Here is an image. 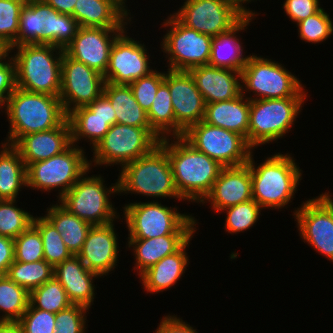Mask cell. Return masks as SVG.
I'll use <instances>...</instances> for the list:
<instances>
[{
  "label": "cell",
  "mask_w": 333,
  "mask_h": 333,
  "mask_svg": "<svg viewBox=\"0 0 333 333\" xmlns=\"http://www.w3.org/2000/svg\"><path fill=\"white\" fill-rule=\"evenodd\" d=\"M250 154L249 165L252 179V198L261 208L282 211L289 208L300 190L303 170L292 153L274 152L264 156L262 162L254 160L255 153ZM298 189V190H297ZM282 209V210H281Z\"/></svg>",
  "instance_id": "1"
},
{
  "label": "cell",
  "mask_w": 333,
  "mask_h": 333,
  "mask_svg": "<svg viewBox=\"0 0 333 333\" xmlns=\"http://www.w3.org/2000/svg\"><path fill=\"white\" fill-rule=\"evenodd\" d=\"M159 145L167 152L176 189L185 204L199 205L211 191L223 166L196 150L183 137H169Z\"/></svg>",
  "instance_id": "2"
},
{
  "label": "cell",
  "mask_w": 333,
  "mask_h": 333,
  "mask_svg": "<svg viewBox=\"0 0 333 333\" xmlns=\"http://www.w3.org/2000/svg\"><path fill=\"white\" fill-rule=\"evenodd\" d=\"M5 117L9 126L4 141L10 145L21 136L54 129L68 119L59 96L18 87L6 100Z\"/></svg>",
  "instance_id": "3"
},
{
  "label": "cell",
  "mask_w": 333,
  "mask_h": 333,
  "mask_svg": "<svg viewBox=\"0 0 333 333\" xmlns=\"http://www.w3.org/2000/svg\"><path fill=\"white\" fill-rule=\"evenodd\" d=\"M125 203L120 209L121 222L128 231L126 239H148L164 235H194L199 230V218L194 214L180 213L179 206H168L159 201ZM177 206V207H176ZM124 218V219H123ZM124 220V221H122ZM198 228V229H197Z\"/></svg>",
  "instance_id": "4"
},
{
  "label": "cell",
  "mask_w": 333,
  "mask_h": 333,
  "mask_svg": "<svg viewBox=\"0 0 333 333\" xmlns=\"http://www.w3.org/2000/svg\"><path fill=\"white\" fill-rule=\"evenodd\" d=\"M118 171V196L134 194L152 198V201L166 198L167 202L175 199L184 203L174 183L168 154L160 145Z\"/></svg>",
  "instance_id": "5"
},
{
  "label": "cell",
  "mask_w": 333,
  "mask_h": 333,
  "mask_svg": "<svg viewBox=\"0 0 333 333\" xmlns=\"http://www.w3.org/2000/svg\"><path fill=\"white\" fill-rule=\"evenodd\" d=\"M305 86L295 97L250 100L248 144L253 149L280 143L296 126L310 97ZM292 128V129H291Z\"/></svg>",
  "instance_id": "6"
},
{
  "label": "cell",
  "mask_w": 333,
  "mask_h": 333,
  "mask_svg": "<svg viewBox=\"0 0 333 333\" xmlns=\"http://www.w3.org/2000/svg\"><path fill=\"white\" fill-rule=\"evenodd\" d=\"M15 62L16 87L35 93L59 96L64 50L33 44L9 49Z\"/></svg>",
  "instance_id": "7"
},
{
  "label": "cell",
  "mask_w": 333,
  "mask_h": 333,
  "mask_svg": "<svg viewBox=\"0 0 333 333\" xmlns=\"http://www.w3.org/2000/svg\"><path fill=\"white\" fill-rule=\"evenodd\" d=\"M92 170L89 168L57 202L92 226L106 225L121 217L112 200L119 195L118 179L108 187L106 178L100 173L91 175Z\"/></svg>",
  "instance_id": "8"
},
{
  "label": "cell",
  "mask_w": 333,
  "mask_h": 333,
  "mask_svg": "<svg viewBox=\"0 0 333 333\" xmlns=\"http://www.w3.org/2000/svg\"><path fill=\"white\" fill-rule=\"evenodd\" d=\"M79 27L72 15L59 13L44 0H27L19 18L17 46L44 44L64 50Z\"/></svg>",
  "instance_id": "9"
},
{
  "label": "cell",
  "mask_w": 333,
  "mask_h": 333,
  "mask_svg": "<svg viewBox=\"0 0 333 333\" xmlns=\"http://www.w3.org/2000/svg\"><path fill=\"white\" fill-rule=\"evenodd\" d=\"M162 139L151 127H134L115 123L91 150L90 168L124 165L151 153ZM112 166V167H111ZM120 167V168H119Z\"/></svg>",
  "instance_id": "10"
},
{
  "label": "cell",
  "mask_w": 333,
  "mask_h": 333,
  "mask_svg": "<svg viewBox=\"0 0 333 333\" xmlns=\"http://www.w3.org/2000/svg\"><path fill=\"white\" fill-rule=\"evenodd\" d=\"M251 53L241 71L242 94L249 100L295 97L305 86L284 64Z\"/></svg>",
  "instance_id": "11"
},
{
  "label": "cell",
  "mask_w": 333,
  "mask_h": 333,
  "mask_svg": "<svg viewBox=\"0 0 333 333\" xmlns=\"http://www.w3.org/2000/svg\"><path fill=\"white\" fill-rule=\"evenodd\" d=\"M87 149L71 144L62 153L26 168L27 189L41 193L57 192L60 199L90 168Z\"/></svg>",
  "instance_id": "12"
},
{
  "label": "cell",
  "mask_w": 333,
  "mask_h": 333,
  "mask_svg": "<svg viewBox=\"0 0 333 333\" xmlns=\"http://www.w3.org/2000/svg\"><path fill=\"white\" fill-rule=\"evenodd\" d=\"M159 25L165 32L162 39L159 37L158 47L160 54L163 52L164 61L167 60L163 67L172 71H189L209 65L213 37L186 27L172 13Z\"/></svg>",
  "instance_id": "13"
},
{
  "label": "cell",
  "mask_w": 333,
  "mask_h": 333,
  "mask_svg": "<svg viewBox=\"0 0 333 333\" xmlns=\"http://www.w3.org/2000/svg\"><path fill=\"white\" fill-rule=\"evenodd\" d=\"M310 198L294 207L291 216L300 239L333 263V194L328 189Z\"/></svg>",
  "instance_id": "14"
},
{
  "label": "cell",
  "mask_w": 333,
  "mask_h": 333,
  "mask_svg": "<svg viewBox=\"0 0 333 333\" xmlns=\"http://www.w3.org/2000/svg\"><path fill=\"white\" fill-rule=\"evenodd\" d=\"M182 137L223 167L247 164L254 150L242 135L204 121L191 125Z\"/></svg>",
  "instance_id": "15"
},
{
  "label": "cell",
  "mask_w": 333,
  "mask_h": 333,
  "mask_svg": "<svg viewBox=\"0 0 333 333\" xmlns=\"http://www.w3.org/2000/svg\"><path fill=\"white\" fill-rule=\"evenodd\" d=\"M133 26H128L115 39L110 51L109 65L104 74L105 82L128 85L149 75L157 68L156 60L152 63L153 60L150 59L151 56L154 57V54L151 55L149 52L151 49L141 41V38L138 40L136 34V38L131 36L133 33L131 34L129 29Z\"/></svg>",
  "instance_id": "16"
},
{
  "label": "cell",
  "mask_w": 333,
  "mask_h": 333,
  "mask_svg": "<svg viewBox=\"0 0 333 333\" xmlns=\"http://www.w3.org/2000/svg\"><path fill=\"white\" fill-rule=\"evenodd\" d=\"M172 14L186 27L216 37L236 26L244 16L231 0H183Z\"/></svg>",
  "instance_id": "17"
},
{
  "label": "cell",
  "mask_w": 333,
  "mask_h": 333,
  "mask_svg": "<svg viewBox=\"0 0 333 333\" xmlns=\"http://www.w3.org/2000/svg\"><path fill=\"white\" fill-rule=\"evenodd\" d=\"M104 75L65 52L61 61L59 98L68 115L76 108L87 106L103 94Z\"/></svg>",
  "instance_id": "18"
},
{
  "label": "cell",
  "mask_w": 333,
  "mask_h": 333,
  "mask_svg": "<svg viewBox=\"0 0 333 333\" xmlns=\"http://www.w3.org/2000/svg\"><path fill=\"white\" fill-rule=\"evenodd\" d=\"M175 115V137H182L193 124L203 121L205 102L188 71H164Z\"/></svg>",
  "instance_id": "19"
},
{
  "label": "cell",
  "mask_w": 333,
  "mask_h": 333,
  "mask_svg": "<svg viewBox=\"0 0 333 333\" xmlns=\"http://www.w3.org/2000/svg\"><path fill=\"white\" fill-rule=\"evenodd\" d=\"M120 220L121 217L106 225L92 226L87 233L81 251L77 254L88 270L94 271L102 278L114 274L112 271L119 266L120 237L115 223L120 222Z\"/></svg>",
  "instance_id": "20"
},
{
  "label": "cell",
  "mask_w": 333,
  "mask_h": 333,
  "mask_svg": "<svg viewBox=\"0 0 333 333\" xmlns=\"http://www.w3.org/2000/svg\"><path fill=\"white\" fill-rule=\"evenodd\" d=\"M125 29L79 27L64 52L104 75L109 65L111 47Z\"/></svg>",
  "instance_id": "21"
},
{
  "label": "cell",
  "mask_w": 333,
  "mask_h": 333,
  "mask_svg": "<svg viewBox=\"0 0 333 333\" xmlns=\"http://www.w3.org/2000/svg\"><path fill=\"white\" fill-rule=\"evenodd\" d=\"M252 179L248 164L223 167L211 191L200 203L219 213L228 207L252 200ZM209 203V204H208Z\"/></svg>",
  "instance_id": "22"
},
{
  "label": "cell",
  "mask_w": 333,
  "mask_h": 333,
  "mask_svg": "<svg viewBox=\"0 0 333 333\" xmlns=\"http://www.w3.org/2000/svg\"><path fill=\"white\" fill-rule=\"evenodd\" d=\"M126 0H77L73 18L80 27L128 28L134 22Z\"/></svg>",
  "instance_id": "23"
},
{
  "label": "cell",
  "mask_w": 333,
  "mask_h": 333,
  "mask_svg": "<svg viewBox=\"0 0 333 333\" xmlns=\"http://www.w3.org/2000/svg\"><path fill=\"white\" fill-rule=\"evenodd\" d=\"M53 272L73 305L91 309L97 294L94 280L102 278L99 274L88 270L77 255L56 265Z\"/></svg>",
  "instance_id": "24"
},
{
  "label": "cell",
  "mask_w": 333,
  "mask_h": 333,
  "mask_svg": "<svg viewBox=\"0 0 333 333\" xmlns=\"http://www.w3.org/2000/svg\"><path fill=\"white\" fill-rule=\"evenodd\" d=\"M71 142L68 119L54 129L21 136L13 146L18 150L26 168L34 162L44 161L66 150Z\"/></svg>",
  "instance_id": "25"
},
{
  "label": "cell",
  "mask_w": 333,
  "mask_h": 333,
  "mask_svg": "<svg viewBox=\"0 0 333 333\" xmlns=\"http://www.w3.org/2000/svg\"><path fill=\"white\" fill-rule=\"evenodd\" d=\"M188 72L205 104L234 99L242 93L241 71L203 65Z\"/></svg>",
  "instance_id": "26"
},
{
  "label": "cell",
  "mask_w": 333,
  "mask_h": 333,
  "mask_svg": "<svg viewBox=\"0 0 333 333\" xmlns=\"http://www.w3.org/2000/svg\"><path fill=\"white\" fill-rule=\"evenodd\" d=\"M194 236L195 234L177 252L165 256L139 277V283L147 295L169 291L184 277L190 264L187 250L189 251Z\"/></svg>",
  "instance_id": "27"
},
{
  "label": "cell",
  "mask_w": 333,
  "mask_h": 333,
  "mask_svg": "<svg viewBox=\"0 0 333 333\" xmlns=\"http://www.w3.org/2000/svg\"><path fill=\"white\" fill-rule=\"evenodd\" d=\"M256 20L251 17H244L236 26L227 32L213 37L211 44V55L209 65L242 71L247 62L248 55L244 51L246 45H243L241 33L247 30L251 23ZM243 42V43H242Z\"/></svg>",
  "instance_id": "28"
},
{
  "label": "cell",
  "mask_w": 333,
  "mask_h": 333,
  "mask_svg": "<svg viewBox=\"0 0 333 333\" xmlns=\"http://www.w3.org/2000/svg\"><path fill=\"white\" fill-rule=\"evenodd\" d=\"M193 235H164L148 239H126V249L134 256V274L139 278L165 256L177 252ZM128 247V248H127ZM137 272V273H135Z\"/></svg>",
  "instance_id": "29"
},
{
  "label": "cell",
  "mask_w": 333,
  "mask_h": 333,
  "mask_svg": "<svg viewBox=\"0 0 333 333\" xmlns=\"http://www.w3.org/2000/svg\"><path fill=\"white\" fill-rule=\"evenodd\" d=\"M250 100L242 93L234 99L205 105L203 121L242 135L248 142Z\"/></svg>",
  "instance_id": "30"
},
{
  "label": "cell",
  "mask_w": 333,
  "mask_h": 333,
  "mask_svg": "<svg viewBox=\"0 0 333 333\" xmlns=\"http://www.w3.org/2000/svg\"><path fill=\"white\" fill-rule=\"evenodd\" d=\"M2 141L0 143V198L19 200L21 191L27 189L26 165L18 150L13 145Z\"/></svg>",
  "instance_id": "31"
},
{
  "label": "cell",
  "mask_w": 333,
  "mask_h": 333,
  "mask_svg": "<svg viewBox=\"0 0 333 333\" xmlns=\"http://www.w3.org/2000/svg\"><path fill=\"white\" fill-rule=\"evenodd\" d=\"M46 207L45 213H41L61 234L62 239L73 255H77L84 244L87 233L92 225L76 215L69 213L57 201H53Z\"/></svg>",
  "instance_id": "32"
},
{
  "label": "cell",
  "mask_w": 333,
  "mask_h": 333,
  "mask_svg": "<svg viewBox=\"0 0 333 333\" xmlns=\"http://www.w3.org/2000/svg\"><path fill=\"white\" fill-rule=\"evenodd\" d=\"M103 95L114 108L116 123L134 127H151L147 112L136 101L129 85L105 82Z\"/></svg>",
  "instance_id": "33"
},
{
  "label": "cell",
  "mask_w": 333,
  "mask_h": 333,
  "mask_svg": "<svg viewBox=\"0 0 333 333\" xmlns=\"http://www.w3.org/2000/svg\"><path fill=\"white\" fill-rule=\"evenodd\" d=\"M71 126V142L78 147L80 142H89L92 150L109 131L111 125L106 119L95 115L87 106L74 109L68 114ZM82 139V140H81Z\"/></svg>",
  "instance_id": "34"
},
{
  "label": "cell",
  "mask_w": 333,
  "mask_h": 333,
  "mask_svg": "<svg viewBox=\"0 0 333 333\" xmlns=\"http://www.w3.org/2000/svg\"><path fill=\"white\" fill-rule=\"evenodd\" d=\"M151 129L161 138L175 137V115L167 82L158 88L154 101L147 112Z\"/></svg>",
  "instance_id": "35"
},
{
  "label": "cell",
  "mask_w": 333,
  "mask_h": 333,
  "mask_svg": "<svg viewBox=\"0 0 333 333\" xmlns=\"http://www.w3.org/2000/svg\"><path fill=\"white\" fill-rule=\"evenodd\" d=\"M30 293L7 275L0 276V318L18 322L29 305Z\"/></svg>",
  "instance_id": "36"
},
{
  "label": "cell",
  "mask_w": 333,
  "mask_h": 333,
  "mask_svg": "<svg viewBox=\"0 0 333 333\" xmlns=\"http://www.w3.org/2000/svg\"><path fill=\"white\" fill-rule=\"evenodd\" d=\"M54 268L45 260L36 262L13 261L9 266L7 276L29 293L53 277Z\"/></svg>",
  "instance_id": "37"
},
{
  "label": "cell",
  "mask_w": 333,
  "mask_h": 333,
  "mask_svg": "<svg viewBox=\"0 0 333 333\" xmlns=\"http://www.w3.org/2000/svg\"><path fill=\"white\" fill-rule=\"evenodd\" d=\"M32 224L41 234L44 260L53 268L73 256L66 247L61 234L43 215H34Z\"/></svg>",
  "instance_id": "38"
},
{
  "label": "cell",
  "mask_w": 333,
  "mask_h": 333,
  "mask_svg": "<svg viewBox=\"0 0 333 333\" xmlns=\"http://www.w3.org/2000/svg\"><path fill=\"white\" fill-rule=\"evenodd\" d=\"M29 303L36 309L54 314L73 305L65 289L54 276L30 292Z\"/></svg>",
  "instance_id": "39"
},
{
  "label": "cell",
  "mask_w": 333,
  "mask_h": 333,
  "mask_svg": "<svg viewBox=\"0 0 333 333\" xmlns=\"http://www.w3.org/2000/svg\"><path fill=\"white\" fill-rule=\"evenodd\" d=\"M262 211L261 206L252 199L221 210L219 215L226 213L223 229L226 233L234 235L256 226Z\"/></svg>",
  "instance_id": "40"
},
{
  "label": "cell",
  "mask_w": 333,
  "mask_h": 333,
  "mask_svg": "<svg viewBox=\"0 0 333 333\" xmlns=\"http://www.w3.org/2000/svg\"><path fill=\"white\" fill-rule=\"evenodd\" d=\"M17 200L0 201V235L15 239L24 232L33 221V214L20 208Z\"/></svg>",
  "instance_id": "41"
},
{
  "label": "cell",
  "mask_w": 333,
  "mask_h": 333,
  "mask_svg": "<svg viewBox=\"0 0 333 333\" xmlns=\"http://www.w3.org/2000/svg\"><path fill=\"white\" fill-rule=\"evenodd\" d=\"M295 26L298 29L299 40L308 44L319 45L333 36V20L323 7Z\"/></svg>",
  "instance_id": "42"
},
{
  "label": "cell",
  "mask_w": 333,
  "mask_h": 333,
  "mask_svg": "<svg viewBox=\"0 0 333 333\" xmlns=\"http://www.w3.org/2000/svg\"><path fill=\"white\" fill-rule=\"evenodd\" d=\"M27 0H0V45L9 50L17 46L19 18Z\"/></svg>",
  "instance_id": "43"
},
{
  "label": "cell",
  "mask_w": 333,
  "mask_h": 333,
  "mask_svg": "<svg viewBox=\"0 0 333 333\" xmlns=\"http://www.w3.org/2000/svg\"><path fill=\"white\" fill-rule=\"evenodd\" d=\"M14 260L26 263L44 260L43 240L33 224L14 239Z\"/></svg>",
  "instance_id": "44"
},
{
  "label": "cell",
  "mask_w": 333,
  "mask_h": 333,
  "mask_svg": "<svg viewBox=\"0 0 333 333\" xmlns=\"http://www.w3.org/2000/svg\"><path fill=\"white\" fill-rule=\"evenodd\" d=\"M164 70L167 69L160 71V69L155 68L149 75L128 84L136 101L146 112L149 111L154 101L159 85L164 81Z\"/></svg>",
  "instance_id": "45"
},
{
  "label": "cell",
  "mask_w": 333,
  "mask_h": 333,
  "mask_svg": "<svg viewBox=\"0 0 333 333\" xmlns=\"http://www.w3.org/2000/svg\"><path fill=\"white\" fill-rule=\"evenodd\" d=\"M89 311L90 309L81 305H71L69 308L59 311L55 314L54 333H87Z\"/></svg>",
  "instance_id": "46"
},
{
  "label": "cell",
  "mask_w": 333,
  "mask_h": 333,
  "mask_svg": "<svg viewBox=\"0 0 333 333\" xmlns=\"http://www.w3.org/2000/svg\"><path fill=\"white\" fill-rule=\"evenodd\" d=\"M18 323L22 333H54L56 329L55 314L36 309L30 303Z\"/></svg>",
  "instance_id": "47"
},
{
  "label": "cell",
  "mask_w": 333,
  "mask_h": 333,
  "mask_svg": "<svg viewBox=\"0 0 333 333\" xmlns=\"http://www.w3.org/2000/svg\"><path fill=\"white\" fill-rule=\"evenodd\" d=\"M320 0H284L282 10L291 23L298 22L317 13L322 7Z\"/></svg>",
  "instance_id": "48"
},
{
  "label": "cell",
  "mask_w": 333,
  "mask_h": 333,
  "mask_svg": "<svg viewBox=\"0 0 333 333\" xmlns=\"http://www.w3.org/2000/svg\"><path fill=\"white\" fill-rule=\"evenodd\" d=\"M16 88L15 62L11 52L5 50L0 55V92L8 98Z\"/></svg>",
  "instance_id": "49"
},
{
  "label": "cell",
  "mask_w": 333,
  "mask_h": 333,
  "mask_svg": "<svg viewBox=\"0 0 333 333\" xmlns=\"http://www.w3.org/2000/svg\"><path fill=\"white\" fill-rule=\"evenodd\" d=\"M153 333H198L195 326L190 325L187 321L183 320L173 313L164 314Z\"/></svg>",
  "instance_id": "50"
},
{
  "label": "cell",
  "mask_w": 333,
  "mask_h": 333,
  "mask_svg": "<svg viewBox=\"0 0 333 333\" xmlns=\"http://www.w3.org/2000/svg\"><path fill=\"white\" fill-rule=\"evenodd\" d=\"M14 261V239L0 235V276L7 275Z\"/></svg>",
  "instance_id": "51"
},
{
  "label": "cell",
  "mask_w": 333,
  "mask_h": 333,
  "mask_svg": "<svg viewBox=\"0 0 333 333\" xmlns=\"http://www.w3.org/2000/svg\"><path fill=\"white\" fill-rule=\"evenodd\" d=\"M87 107L97 116L104 118L112 126L116 123V115L110 101L102 94Z\"/></svg>",
  "instance_id": "52"
},
{
  "label": "cell",
  "mask_w": 333,
  "mask_h": 333,
  "mask_svg": "<svg viewBox=\"0 0 333 333\" xmlns=\"http://www.w3.org/2000/svg\"><path fill=\"white\" fill-rule=\"evenodd\" d=\"M56 11L62 14L73 15V10L77 0H44Z\"/></svg>",
  "instance_id": "53"
},
{
  "label": "cell",
  "mask_w": 333,
  "mask_h": 333,
  "mask_svg": "<svg viewBox=\"0 0 333 333\" xmlns=\"http://www.w3.org/2000/svg\"><path fill=\"white\" fill-rule=\"evenodd\" d=\"M234 4V7L244 16V17H251L257 18L261 13H257L255 9L249 8V3L257 2L260 0H231Z\"/></svg>",
  "instance_id": "54"
},
{
  "label": "cell",
  "mask_w": 333,
  "mask_h": 333,
  "mask_svg": "<svg viewBox=\"0 0 333 333\" xmlns=\"http://www.w3.org/2000/svg\"><path fill=\"white\" fill-rule=\"evenodd\" d=\"M0 333H22L18 322L4 321L0 323Z\"/></svg>",
  "instance_id": "55"
},
{
  "label": "cell",
  "mask_w": 333,
  "mask_h": 333,
  "mask_svg": "<svg viewBox=\"0 0 333 333\" xmlns=\"http://www.w3.org/2000/svg\"><path fill=\"white\" fill-rule=\"evenodd\" d=\"M6 100L7 98L0 92V114H4L6 111Z\"/></svg>",
  "instance_id": "56"
},
{
  "label": "cell",
  "mask_w": 333,
  "mask_h": 333,
  "mask_svg": "<svg viewBox=\"0 0 333 333\" xmlns=\"http://www.w3.org/2000/svg\"><path fill=\"white\" fill-rule=\"evenodd\" d=\"M5 51V49L0 45V55Z\"/></svg>",
  "instance_id": "57"
}]
</instances>
